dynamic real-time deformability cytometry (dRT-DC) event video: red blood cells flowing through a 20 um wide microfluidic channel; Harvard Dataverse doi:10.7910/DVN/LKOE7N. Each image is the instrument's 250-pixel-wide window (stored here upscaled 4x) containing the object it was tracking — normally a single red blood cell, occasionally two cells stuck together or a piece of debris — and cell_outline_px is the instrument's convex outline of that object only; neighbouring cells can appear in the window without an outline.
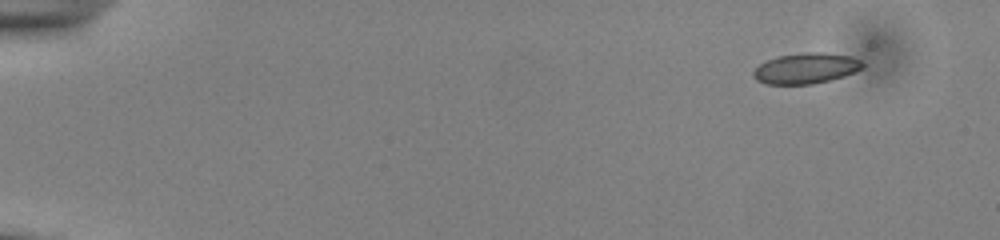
{"species": "common noctule bat (a hibernating species)", "species_latin": "Nyctalus noctula", "temperature_condition": "cold", "stored_images_in_passage": 50, "camera_frame_rate_fps": 3000, "um_per_image_px": 0.085, "animal": {"sex": "male", "body_mass_g": 13.0, "forearm_length_mm": 53.1}, "frame": {"image": 1, "passage_image": 1, "time_ms": 0.0, "image_size_px": [1000, 240], "cell_outline_px": [[864, 64], [856, 72], [844, 76], [812, 84], [764, 84], [756, 80], [752, 76], [752, 72], [760, 64], [768, 60], [780, 56], [804, 52], [820, 52], [852, 56], [860, 60]], "centroid_in_image_um": [68.49, 5.81], "position_along_channel_um": 16.5, "area_um2": 19.42}}
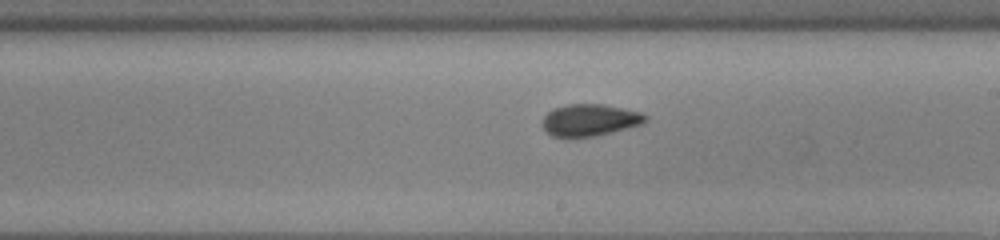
{"frame": {"image": 2, "passage_image": 29, "time_ms": 9.333, "image_size_px": [1000, 240], "cell_outline_px": [[648, 120], [644, 124], [596, 136], [552, 136], [540, 124], [544, 116], [552, 108], [568, 104], [604, 104], [640, 112], [648, 116]], "centroid_in_image_um": [50.15, 10.19], "position_along_channel_um": 238.8, "area_um2": 19.19}}
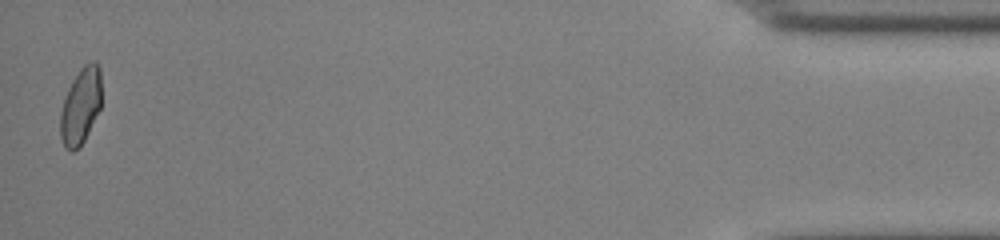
{"frame": {"image": 3, "passage_image": 50, "time_ms": 16.333, "image_size_px": [1000, 240], "cell_outline_px": [[100, 108], [84, 140], [72, 152], [64, 148], [60, 136], [60, 112], [68, 88], [72, 80], [80, 68], [84, 64], [92, 60], [96, 60], [100, 68]], "centroid_in_image_um": [6.84, 8.98], "position_along_channel_um": 428.4, "area_um2": 18.21}, "authors_computed_cell_mechanics": {"area_um2": 19.1318, "velocity_mm_per_s": 3.8611, "shape_relaxation_time_tau1_ms": null, "shape_relaxation_time_tau2_ms": 1.347, "deformation_change_tau1": null, "deformation_change_tau2": 0.0527}}